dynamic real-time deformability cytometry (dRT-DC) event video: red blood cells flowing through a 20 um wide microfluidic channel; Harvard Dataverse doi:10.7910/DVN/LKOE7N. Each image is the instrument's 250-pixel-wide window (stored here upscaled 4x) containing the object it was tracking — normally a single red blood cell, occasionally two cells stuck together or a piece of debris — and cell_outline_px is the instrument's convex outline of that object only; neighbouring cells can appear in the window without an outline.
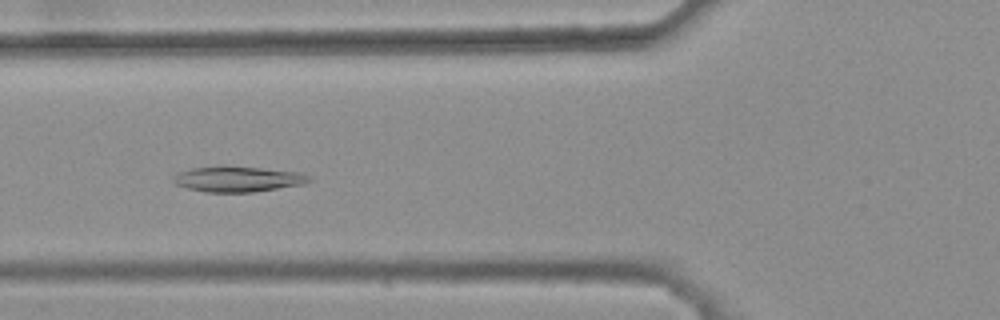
{"species": "common noctule bat (a hibernating species)", "species_latin": "Nyctalus noctula", "temperature_condition": "warm", "stored_images_in_passage": 39, "camera_frame_rate_fps": 3000, "um_per_image_px": 0.085, "animal": {"sex": "female", "body_mass_g": 25.1}, "frame": {"image": 1, "passage_image": 18, "time_ms": 5.667, "image_size_px": [1000, 320], "cell_outline_px": [[312, 180], [304, 184], [252, 192], [204, 192], [188, 188], [176, 184], [172, 180], [180, 172], [192, 168], [224, 164], [300, 172], [312, 176]], "centroid_in_image_um": [20.25, 15.2], "position_along_channel_um": 105.5, "area_um2": 20.46}}
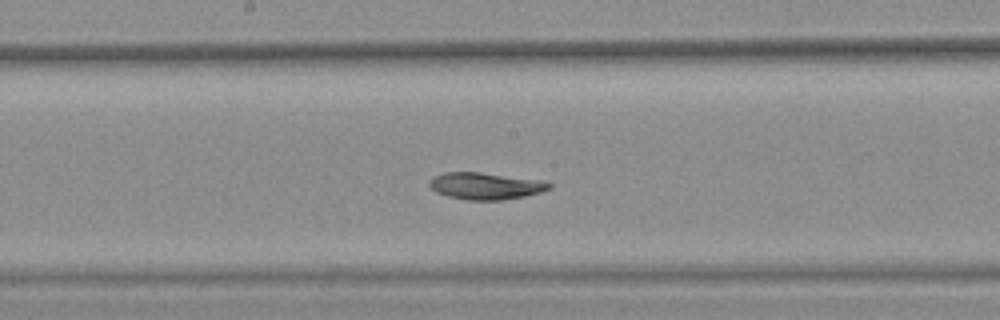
{"frame": {"image": 2, "passage_image": 26, "time_ms": 8.333, "image_size_px": [1000, 320], "cell_outline_px": [[552, 188], [540, 192], [524, 196], [500, 200], [464, 200], [448, 196], [436, 192], [428, 184], [432, 176], [444, 172], [480, 172], [544, 180], [552, 184]], "centroid_in_image_um": [41.27, 15.8], "position_along_channel_um": 206.9, "area_um2": 18.9}}
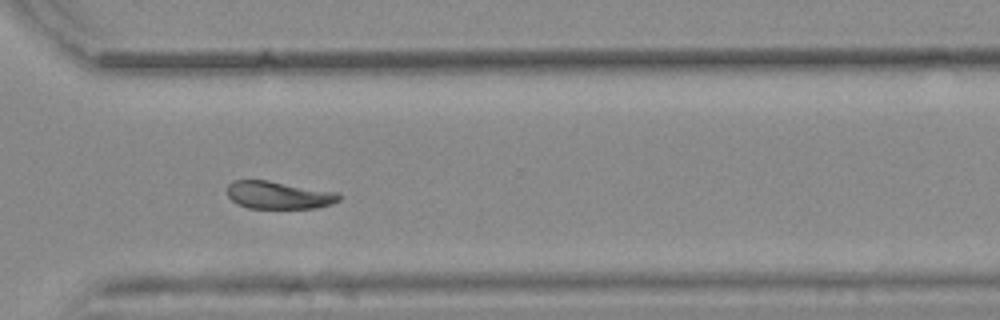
{"frame": {"image": 3, "passage_image": 37, "time_ms": 12.0, "image_size_px": [1000, 320], "cell_outline_px": [[344, 196], [340, 200], [332, 204], [316, 208], [248, 208], [236, 204], [228, 196], [228, 184], [232, 180], [268, 180], [336, 192]], "centroid_in_image_um": [23.7, 16.58], "position_along_channel_um": 346.9, "area_um2": 18.15}}